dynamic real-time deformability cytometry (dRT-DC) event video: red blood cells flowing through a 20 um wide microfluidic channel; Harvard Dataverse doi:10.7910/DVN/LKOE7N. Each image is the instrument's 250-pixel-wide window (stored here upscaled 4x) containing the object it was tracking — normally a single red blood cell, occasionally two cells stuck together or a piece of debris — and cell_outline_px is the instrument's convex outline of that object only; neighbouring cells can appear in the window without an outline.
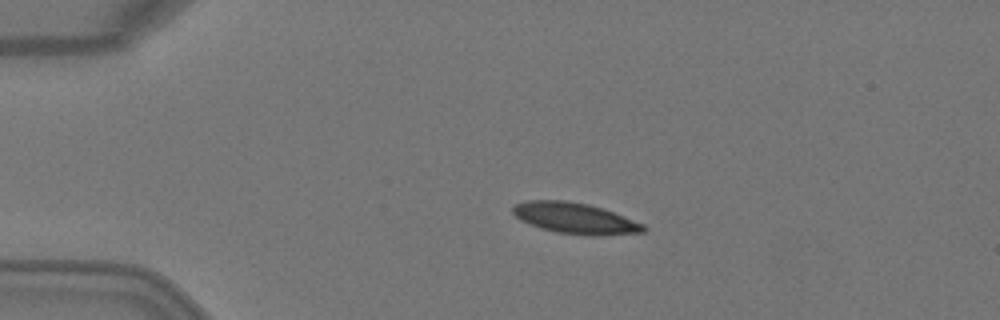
{"species": "Egyptian fruit bat (a non-hibernating species)", "species_latin": "Rousettus aegyptiacus", "temperature_condition": "warm", "stored_images_in_passage": 6, "camera_frame_rate_fps": 3000, "um_per_image_px": 0.085, "animal": {"sex": "female"}, "frame": {"image": 1, "passage_image": 4, "time_ms": 1.0, "image_size_px": [1000, 320], "cell_outline_px": [[648, 228], [644, 232], [596, 236], [588, 236], [556, 232], [540, 228], [520, 220], [512, 212], [512, 208], [516, 204], [528, 200], [564, 200], [588, 204], [624, 216], [644, 224]], "centroid_in_image_um": [48.88, 18.56], "position_along_channel_um": 36.1, "area_um2": 23.52}}